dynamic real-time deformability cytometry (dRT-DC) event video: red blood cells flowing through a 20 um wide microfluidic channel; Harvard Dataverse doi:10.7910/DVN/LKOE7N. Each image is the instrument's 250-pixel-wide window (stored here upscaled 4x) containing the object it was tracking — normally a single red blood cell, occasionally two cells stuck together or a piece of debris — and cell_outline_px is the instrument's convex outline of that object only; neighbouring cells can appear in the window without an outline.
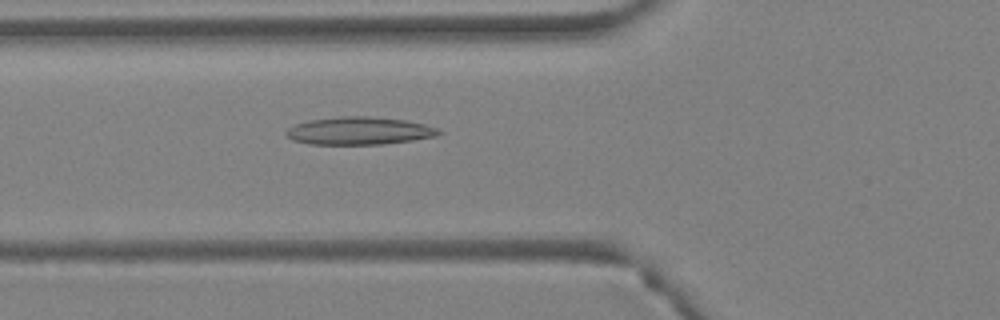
{"species": "Egyptian fruit bat (a non-hibernating species)", "species_latin": "Rousettus aegyptiacus", "temperature_condition": "warm", "stored_images_in_passage": 38, "camera_frame_rate_fps": 3000, "um_per_image_px": 0.085, "animal": {"sex": "female"}, "frame": {"image": 1, "passage_image": 16, "time_ms": 5.0, "image_size_px": [1000, 320], "cell_outline_px": [[444, 132], [436, 136], [412, 140], [380, 144], [312, 144], [292, 140], [284, 132], [288, 128], [296, 124], [308, 120], [340, 116], [368, 116], [404, 120], [424, 124], [436, 128]], "centroid_in_image_um": [30.52, 11.11], "position_along_channel_um": 95.3, "area_um2": 24.51}}
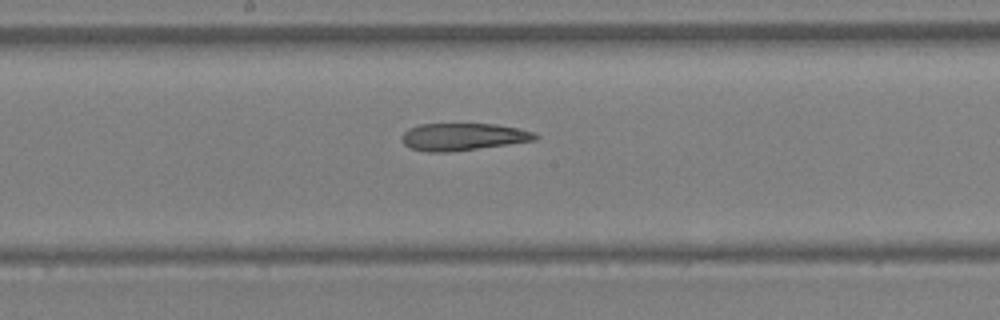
{"frame": {"image": 2, "passage_image": 23, "time_ms": 7.333, "image_size_px": [1000, 320], "cell_outline_px": [[540, 136], [536, 140], [476, 148], [444, 152], [428, 152], [412, 148], [404, 144], [400, 140], [400, 136], [408, 128], [420, 124], [496, 124], [520, 128], [536, 132]], "centroid_in_image_um": [39.35, 11.61], "position_along_channel_um": 208.8, "area_um2": 21.15}}
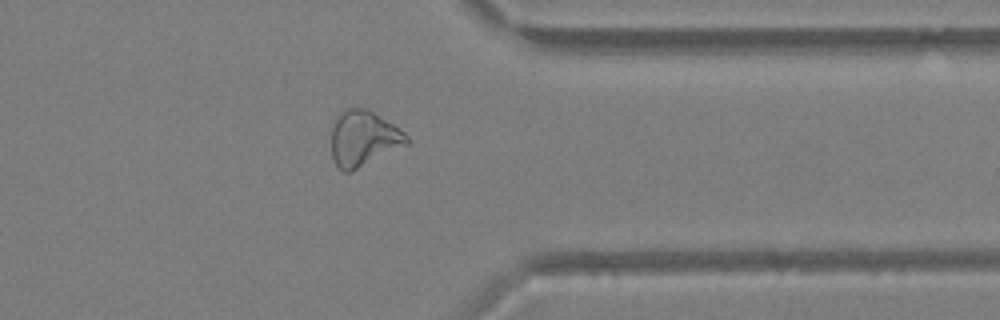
{"frame": {"image": 3, "passage_image": 34, "time_ms": 11.0, "image_size_px": [1000, 320], "cell_outline_px": [[408, 144], [348, 172], [344, 172], [332, 160], [332, 124], [336, 116], [340, 112], [348, 108], [368, 108], [404, 132], [408, 136]], "centroid_in_image_um": [30.86, 11.74], "position_along_channel_um": 380.5, "area_um2": 24.04}, "authors_computed_cell_mechanics": {"area_um2": 23.5246, "velocity_mm_per_s": 4.8609, "shape_relaxation_time_tau1_ms": null, "shape_relaxation_time_tau2_ms": 6.3077, "deformation_change_tau1": null, "deformation_change_tau2": 0.1989}}